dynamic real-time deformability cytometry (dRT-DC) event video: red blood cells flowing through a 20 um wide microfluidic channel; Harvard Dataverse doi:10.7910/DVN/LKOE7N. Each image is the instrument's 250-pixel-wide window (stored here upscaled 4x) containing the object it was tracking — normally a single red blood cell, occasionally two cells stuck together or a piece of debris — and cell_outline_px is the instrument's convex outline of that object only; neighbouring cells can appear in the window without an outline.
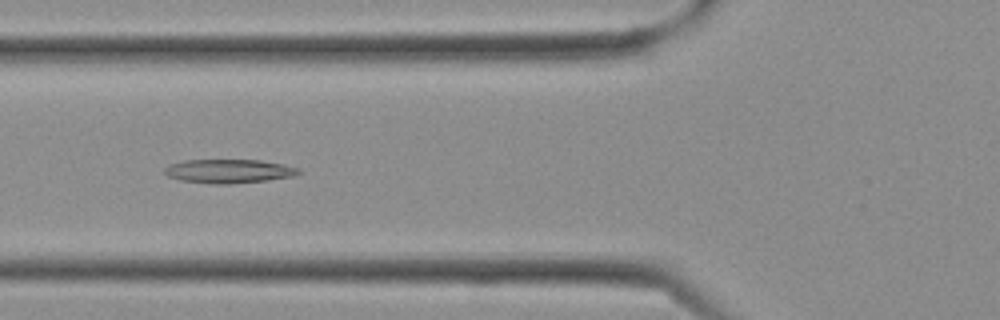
{"species": "Egyptian fruit bat (a non-hibernating species)", "species_latin": "Rousettus aegyptiacus", "temperature_condition": "cold", "stored_images_in_passage": 14, "camera_frame_rate_fps": 3000, "um_per_image_px": 0.085, "frame": {"image": 1, "passage_image": 7, "time_ms": 2.0, "image_size_px": [1000, 320], "cell_outline_px": [[300, 172], [292, 176], [268, 180], [228, 184], [212, 184], [180, 180], [168, 176], [164, 172], [164, 168], [168, 164], [184, 160], [260, 160], [284, 164], [300, 168]], "centroid_in_image_um": [19.42, 14.54], "position_along_channel_um": 106.4, "area_um2": 18.67}}
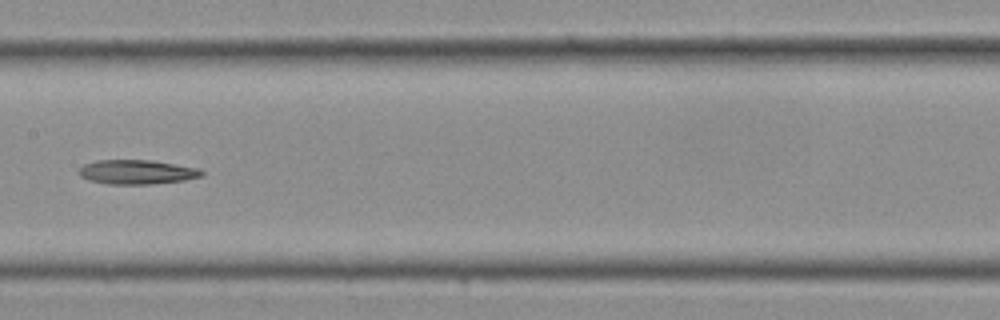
{"frame": {"image": 2, "passage_image": 11, "time_ms": 3.333, "image_size_px": [1000, 320], "cell_outline_px": [[204, 176], [184, 180], [152, 184], [108, 184], [88, 180], [80, 176], [80, 168], [84, 164], [96, 160], [152, 160], [200, 168], [204, 172]], "centroid_in_image_um": [11.67, 14.62], "position_along_channel_um": 195.7, "area_um2": 17.51}}
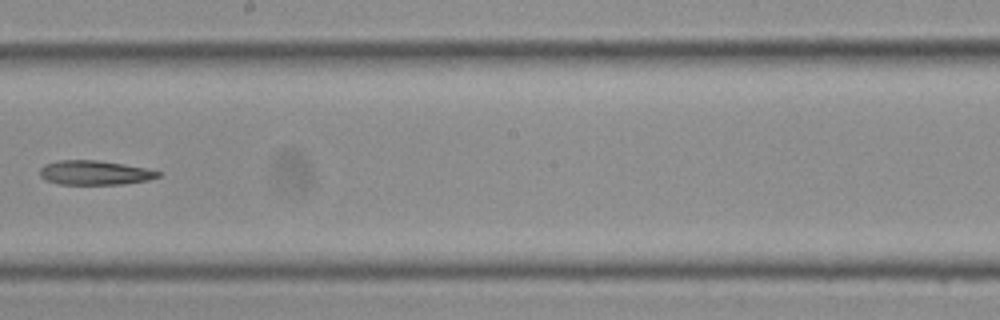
{"frame": {"image": 3, "passage_image": 13, "time_ms": 4.0, "image_size_px": [1000, 320], "cell_outline_px": [[160, 176], [148, 180], [124, 184], [60, 184], [44, 180], [40, 176], [40, 168], [44, 164], [56, 160], [96, 160], [124, 164], [144, 168], [160, 172]], "centroid_in_image_um": [8.0, 14.68], "position_along_channel_um": 240.2, "area_um2": 16.76}}